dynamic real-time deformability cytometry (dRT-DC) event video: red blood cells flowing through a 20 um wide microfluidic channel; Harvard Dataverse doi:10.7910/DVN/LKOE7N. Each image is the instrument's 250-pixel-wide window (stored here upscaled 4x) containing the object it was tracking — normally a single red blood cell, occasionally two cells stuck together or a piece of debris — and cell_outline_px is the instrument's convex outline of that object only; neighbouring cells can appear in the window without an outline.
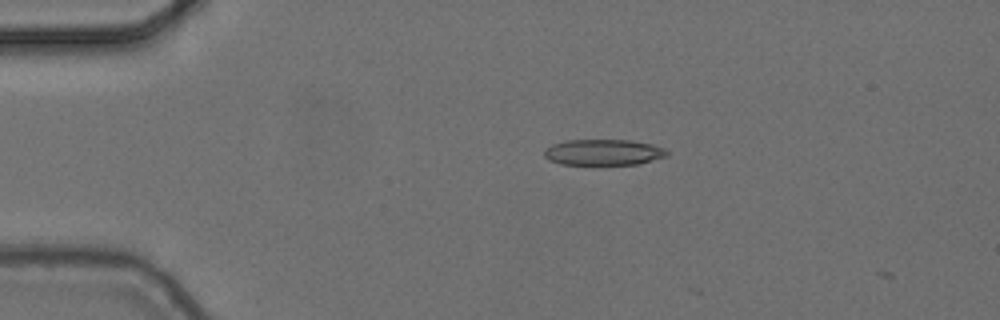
{"species": "common noctule bat (a hibernating species)", "species_latin": "Nyctalus noctula", "temperature_condition": "cold", "stored_images_in_passage": 3, "camera_frame_rate_fps": 3000, "um_per_image_px": 0.085, "animal": {"sex": "female", "body_mass_g": 24.6, "forearm_length_mm": 56.2}, "frame": {"image": 1, "passage_image": 1, "time_ms": 0.0, "image_size_px": [1000, 320], "cell_outline_px": [[668, 156], [640, 164], [592, 168], [560, 164], [548, 160], [544, 156], [544, 148], [552, 144], [564, 140], [628, 140], [652, 144], [664, 148], [668, 152]], "centroid_in_image_um": [51.24, 13.0], "position_along_channel_um": 33.8, "area_um2": 19.83}}